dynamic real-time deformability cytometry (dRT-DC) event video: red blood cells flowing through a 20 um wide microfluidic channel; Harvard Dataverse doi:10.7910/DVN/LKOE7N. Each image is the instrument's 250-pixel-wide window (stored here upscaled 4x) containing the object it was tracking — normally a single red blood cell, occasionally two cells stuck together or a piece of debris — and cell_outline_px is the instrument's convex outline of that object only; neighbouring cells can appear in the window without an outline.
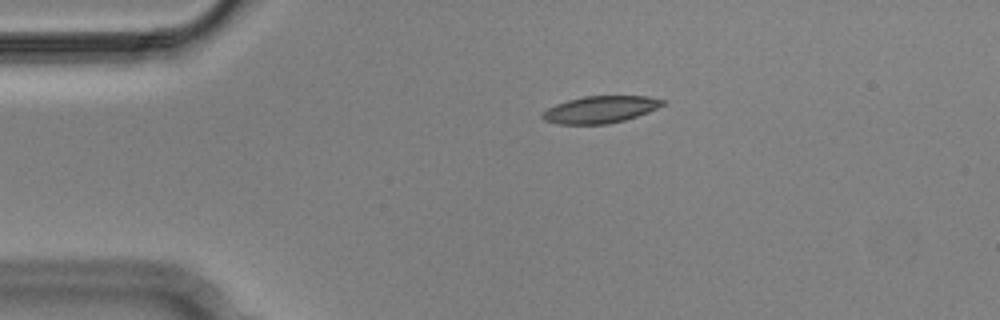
{"species": "Egyptian fruit bat (a non-hibernating species)", "species_latin": "Rousettus aegyptiacus", "temperature_condition": "cold", "stored_images_in_passage": 4, "camera_frame_rate_fps": 3000, "um_per_image_px": 0.085, "animal": {"sex": "male"}, "frame": {"image": 1, "passage_image": 3, "time_ms": 0.667, "image_size_px": [1000, 320], "cell_outline_px": [[664, 104], [648, 112], [624, 120], [608, 124], [560, 124], [544, 120], [540, 116], [540, 112], [556, 104], [568, 100], [584, 96], [648, 96], [664, 100]], "centroid_in_image_um": [50.98, 9.31], "position_along_channel_um": 34.0, "area_um2": 18.84}}